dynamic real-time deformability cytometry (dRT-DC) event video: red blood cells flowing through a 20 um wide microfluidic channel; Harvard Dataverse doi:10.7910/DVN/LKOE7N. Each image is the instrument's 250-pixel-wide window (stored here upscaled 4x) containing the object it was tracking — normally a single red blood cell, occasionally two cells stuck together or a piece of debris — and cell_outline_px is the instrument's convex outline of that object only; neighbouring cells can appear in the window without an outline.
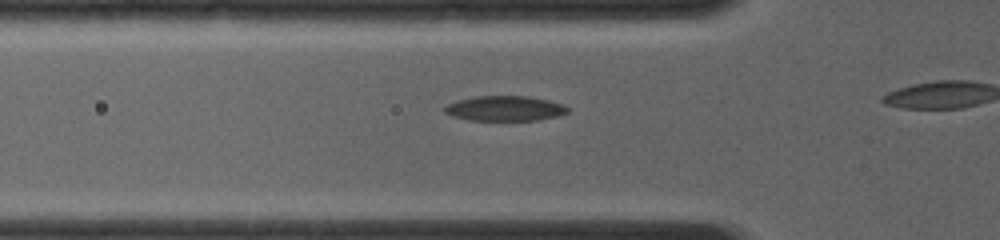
{"species": "common noctule bat (a hibernating species)", "species_latin": "Nyctalus noctula", "temperature_condition": "room temperature", "stored_images_in_passage": 6, "camera_frame_rate_fps": 4000, "um_per_image_px": 0.085, "animal": {"sex": "female", "body_mass_g": 19.0, "forearm_length_mm": 56.7}, "frame": {"image": 1, "passage_image": 4, "time_ms": 1.5, "image_size_px": [1000, 240], "cell_outline_px": [[568, 112], [556, 116], [536, 120], [468, 120], [452, 116], [444, 112], [444, 108], [448, 104], [460, 100], [476, 96], [528, 96], [548, 100], [560, 104], [568, 108]], "centroid_in_image_um": [42.89, 9.22], "position_along_channel_um": 82.9, "area_um2": 17.69}}